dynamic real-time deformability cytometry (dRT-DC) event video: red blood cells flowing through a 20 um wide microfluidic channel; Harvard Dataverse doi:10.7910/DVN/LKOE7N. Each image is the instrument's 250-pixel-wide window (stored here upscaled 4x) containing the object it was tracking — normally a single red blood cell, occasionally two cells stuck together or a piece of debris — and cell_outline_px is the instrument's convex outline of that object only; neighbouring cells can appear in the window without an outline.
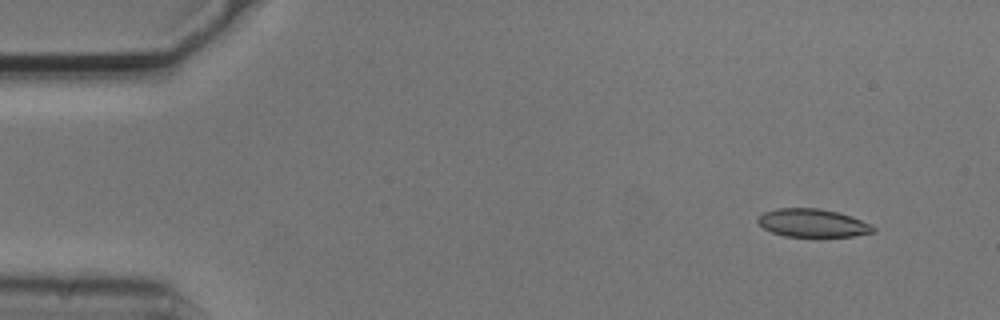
{"species": "common noctule bat (a hibernating species)", "species_latin": "Nyctalus noctula", "temperature_condition": "cold", "stored_images_in_passage": 6, "camera_frame_rate_fps": 3000, "um_per_image_px": 0.085, "animal": {"sex": "male", "body_mass_g": 20.5, "forearm_length_mm": 52.5}, "frame": {"image": 1, "passage_image": 2, "time_ms": 0.333, "image_size_px": [1000, 320], "cell_outline_px": [[876, 232], [856, 236], [784, 236], [772, 232], [764, 228], [756, 220], [764, 212], [776, 208], [820, 208], [852, 216], [872, 224], [876, 228]], "centroid_in_image_um": [69.12, 18.95], "position_along_channel_um": 15.9, "area_um2": 18.96}}
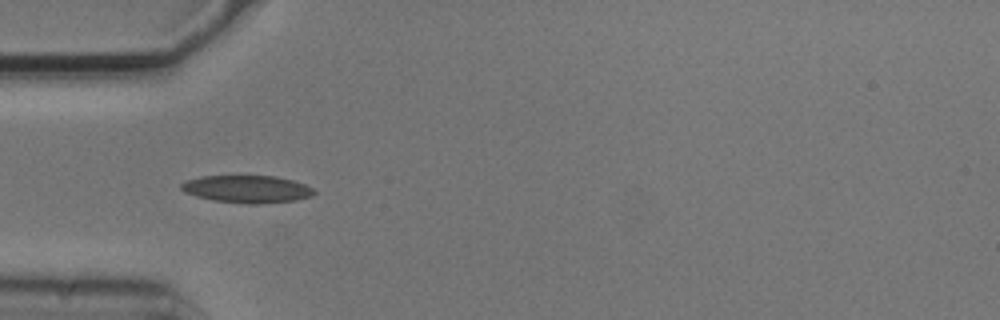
{"frame": {"image": 2, "passage_image": 5, "time_ms": 1.333, "image_size_px": [1000, 320], "cell_outline_px": [[316, 192], [312, 196], [296, 200], [260, 204], [248, 204], [212, 200], [196, 196], [184, 192], [180, 188], [180, 184], [184, 180], [200, 176], [276, 176], [292, 180], [304, 184], [312, 188]], "centroid_in_image_um": [20.97, 16.07], "position_along_channel_um": 64.0, "area_um2": 21.39}}
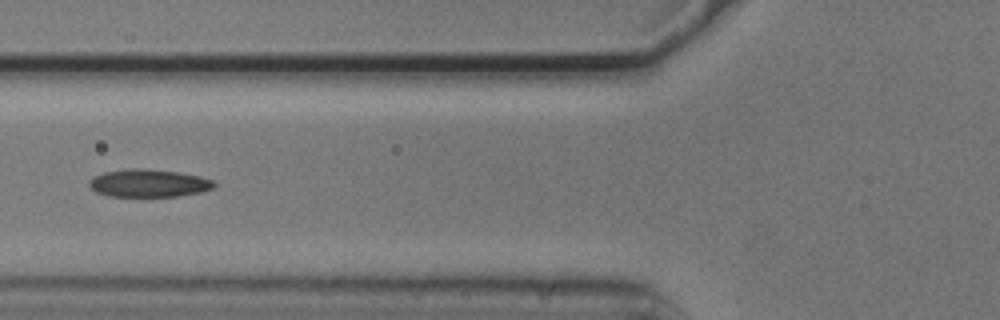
{"frame": {"image": 3, "passage_image": 6, "time_ms": 1.667, "image_size_px": [1000, 320], "cell_outline_px": [[216, 188], [200, 192], [176, 196], [108, 196], [96, 192], [88, 184], [88, 180], [92, 176], [104, 172], [128, 168], [144, 168], [180, 172], [200, 176], [216, 180]], "centroid_in_image_um": [12.66, 15.55], "position_along_channel_um": 113.1, "area_um2": 20.52}}